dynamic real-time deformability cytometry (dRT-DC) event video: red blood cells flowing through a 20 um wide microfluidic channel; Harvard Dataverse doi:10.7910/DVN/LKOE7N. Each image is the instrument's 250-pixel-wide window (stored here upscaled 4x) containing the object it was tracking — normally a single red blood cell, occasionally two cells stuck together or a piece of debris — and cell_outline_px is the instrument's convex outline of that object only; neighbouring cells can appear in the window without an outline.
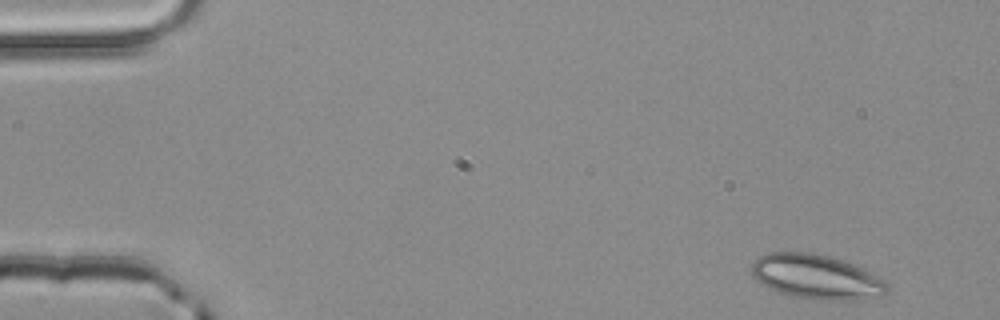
{"species": "common noctule bat (a hibernating species)", "species_latin": "Nyctalus noctula", "temperature_condition": "room temperature", "stored_images_in_passage": 3, "camera_frame_rate_fps": 3000, "um_per_image_px": 0.085, "animal": {"sex": "male", "body_mass_g": 20.4}, "frame": {"image": 1, "passage_image": 1, "time_ms": 0.0, "image_size_px": [1000, 320], "cell_outline_px": [[888, 292], [884, 296], [852, 300], [812, 300], [788, 296], [764, 284], [752, 276], [752, 264], [760, 256], [768, 252], [812, 252], [828, 256], [864, 268], [872, 272], [884, 280], [888, 284]], "centroid_in_image_um": [69.44, 23.54], "position_along_channel_um": 15.6, "area_um2": 35.32}}